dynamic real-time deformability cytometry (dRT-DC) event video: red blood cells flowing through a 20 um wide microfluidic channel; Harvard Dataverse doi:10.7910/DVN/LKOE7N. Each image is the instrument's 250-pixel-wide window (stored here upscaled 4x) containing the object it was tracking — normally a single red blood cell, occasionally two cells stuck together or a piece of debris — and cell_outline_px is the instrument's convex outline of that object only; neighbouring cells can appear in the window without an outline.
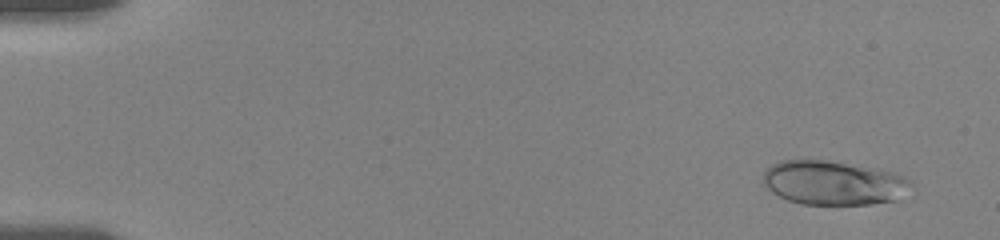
{"species": "human", "species_latin": "Homo sapiens", "temperature_condition": "room temperature", "stored_images_in_passage": 54, "camera_frame_rate_fps": 3000, "um_per_image_px": 0.085, "donor": {"sex": "female"}, "frame": {"image": 1, "passage_image": 4, "time_ms": 1.0, "image_size_px": [1000, 240], "cell_outline_px": [[912, 184], [900, 200], [872, 204], [800, 204], [788, 200], [772, 192], [760, 184], [764, 168], [780, 160], [828, 160], [892, 172], [908, 180]], "centroid_in_image_um": [70.76, 15.55], "position_along_channel_um": 14.2, "area_um2": 38.21}}
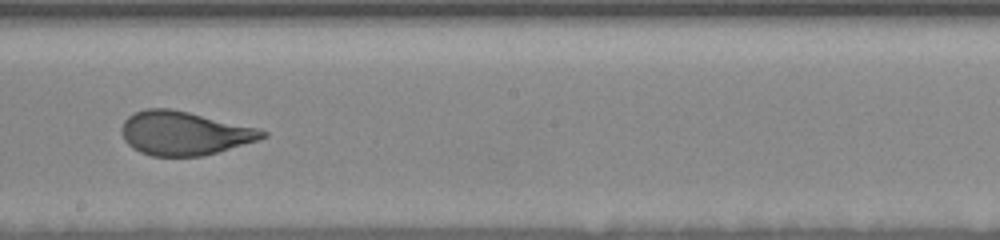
{"frame": {"image": 2, "passage_image": 32, "time_ms": 10.667, "image_size_px": [1000, 240], "cell_outline_px": [[268, 136], [256, 140], [204, 156], [152, 156], [140, 152], [132, 148], [124, 140], [120, 128], [124, 120], [128, 116], [144, 108], [168, 108], [188, 112], [260, 128], [268, 132]], "centroid_in_image_um": [15.63, 11.32], "position_along_channel_um": 232.6, "area_um2": 35.89}}
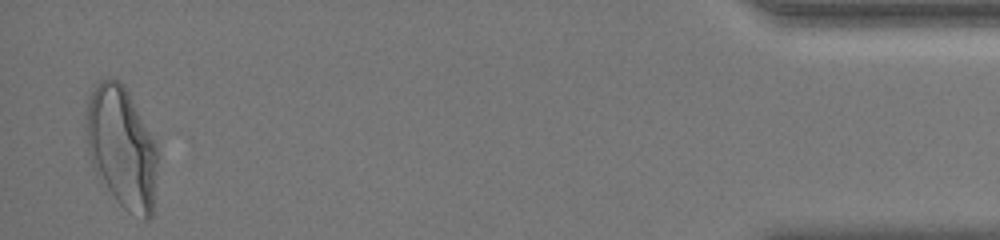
{"frame": {"image": 3, "passage_image": 54, "time_ms": 18.0, "image_size_px": [1000, 240], "cell_outline_px": [[156, 172], [152, 216], [148, 220], [144, 220], [128, 212], [116, 200], [92, 164], [88, 152], [88, 100], [96, 84], [100, 80], [120, 80], [124, 84], [156, 144]], "centroid_in_image_um": [10.37, 12.55], "position_along_channel_um": 424.8, "area_um2": 49.25}, "authors_computed_cell_mechanics": {"area_um2": 36.9631, "velocity_mm_per_s": 3.6232, "shape_relaxation_time_tau1_ms": 5.8324, "shape_relaxation_time_tau2_ms": null, "deformation_change_tau1": 0.1957, "deformation_change_tau2": null}}